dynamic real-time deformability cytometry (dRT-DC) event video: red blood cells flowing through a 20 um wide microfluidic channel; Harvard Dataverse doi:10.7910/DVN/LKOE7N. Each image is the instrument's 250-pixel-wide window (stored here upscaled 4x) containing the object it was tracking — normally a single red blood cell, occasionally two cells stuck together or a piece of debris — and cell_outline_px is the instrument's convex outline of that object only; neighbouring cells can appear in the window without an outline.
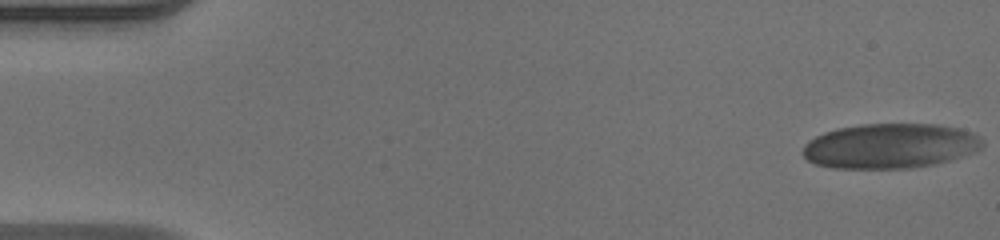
{"species": "human", "species_latin": "Homo sapiens", "temperature_condition": "warm", "stored_images_in_passage": 53, "camera_frame_rate_fps": 3000, "um_per_image_px": 0.085, "donor": {"sex": "male"}, "frame": {"image": 1, "passage_image": 1, "time_ms": 0.0, "image_size_px": [1000, 240], "cell_outline_px": [[984, 144], [976, 152], [952, 160], [936, 164], [912, 168], [832, 168], [816, 164], [808, 160], [800, 152], [804, 144], [808, 140], [824, 132], [836, 128], [860, 124], [940, 124], [960, 128], [972, 132], [980, 136], [984, 140]], "centroid_in_image_um": [75.68, 12.4], "position_along_channel_um": 9.3, "area_um2": 47.69}}
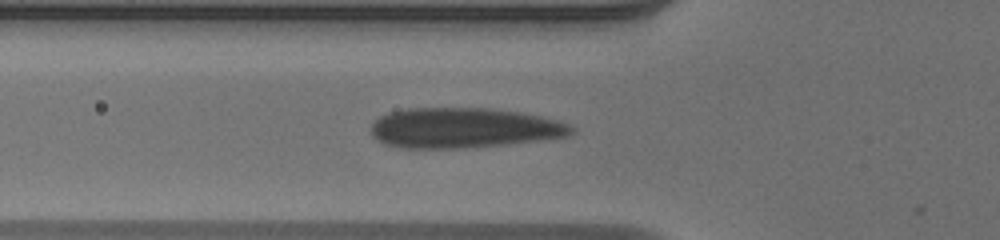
{"frame": {"image": 2, "passage_image": 20, "time_ms": 6.333, "image_size_px": [1000, 240], "cell_outline_px": [[576, 132], [568, 136], [508, 144], [464, 148], [400, 148], [384, 144], [376, 140], [372, 136], [372, 124], [380, 116], [388, 112], [408, 108], [488, 108], [520, 112], [540, 116], [556, 120], [568, 124], [576, 128]], "centroid_in_image_um": [39.41, 10.88], "position_along_channel_um": 86.4, "area_um2": 47.11}}
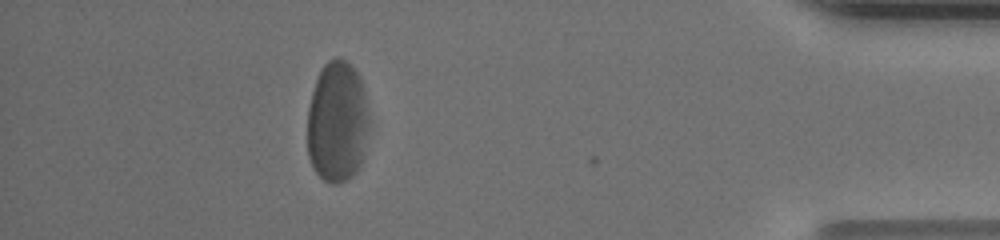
{"frame": {"image": 3, "passage_image": 48, "time_ms": 15.667, "image_size_px": [1000, 240], "cell_outline_px": [[372, 120], [360, 168], [348, 180], [336, 184], [328, 184], [312, 168], [308, 156], [308, 108], [312, 92], [320, 68], [328, 60], [336, 56], [352, 64], [360, 76], [364, 88]], "centroid_in_image_um": [28.71, 10.36], "position_along_channel_um": 406.5, "area_um2": 45.08}, "authors_computed_cell_mechanics": {"area_um2": 46.529, "velocity_mm_per_s": 4.0128, "shape_relaxation_time_tau1_ms": 5.3535, "shape_relaxation_time_tau2_ms": 1.9821, "deformation_change_tau1": 0.138, "deformation_change_tau2": 0.0643}}